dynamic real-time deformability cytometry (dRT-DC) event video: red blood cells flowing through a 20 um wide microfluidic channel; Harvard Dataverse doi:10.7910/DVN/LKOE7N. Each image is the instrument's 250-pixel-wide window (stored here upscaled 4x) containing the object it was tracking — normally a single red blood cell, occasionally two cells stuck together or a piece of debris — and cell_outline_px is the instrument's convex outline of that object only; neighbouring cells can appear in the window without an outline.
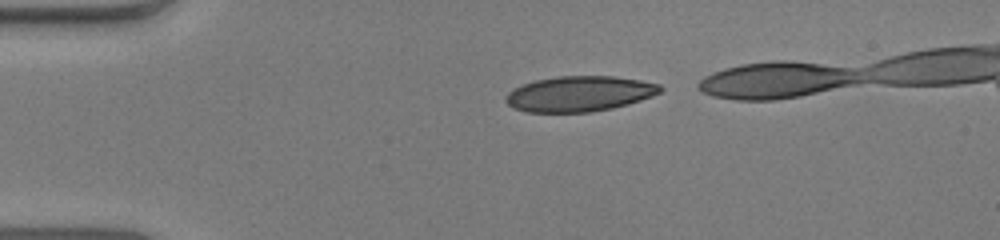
{"species": "human", "species_latin": "Homo sapiens", "temperature_condition": "warm", "stored_images_in_passage": 36, "camera_frame_rate_fps": 3000, "um_per_image_px": 0.085, "donor": {"sex": "male"}, "frame": {"image": 1, "passage_image": 2, "time_ms": 0.333, "image_size_px": [1000, 240], "cell_outline_px": [[664, 88], [660, 92], [652, 96], [628, 104], [612, 108], [592, 112], [528, 112], [512, 108], [504, 100], [504, 96], [512, 88], [536, 80], [560, 76], [612, 76], [640, 80], [660, 84]], "centroid_in_image_um": [49.23, 7.97], "position_along_channel_um": 35.8, "area_um2": 31.96}}
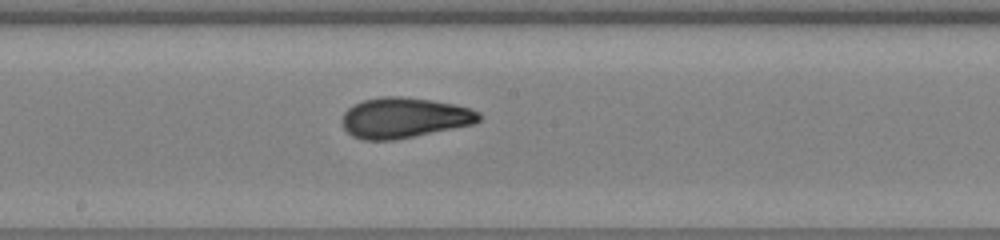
{"frame": {"image": 2, "passage_image": 19, "time_ms": 6.0, "image_size_px": [1000, 240], "cell_outline_px": [[480, 120], [476, 124], [392, 140], [364, 140], [352, 136], [344, 128], [344, 112], [352, 104], [364, 100], [384, 96], [400, 96], [432, 100], [456, 104], [480, 112]], "centroid_in_image_um": [34.38, 10.0], "position_along_channel_um": 213.8, "area_um2": 32.14}}
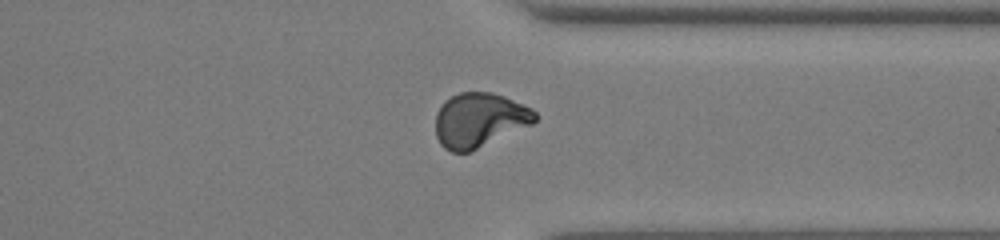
{"frame": {"image": 3, "passage_image": 31, "time_ms": 10.0, "image_size_px": [1000, 240], "cell_outline_px": [[536, 120], [532, 124], [468, 152], [452, 152], [444, 148], [440, 144], [436, 136], [436, 112], [444, 100], [460, 92], [492, 92], [504, 96], [532, 108], [536, 112]], "centroid_in_image_um": [40.73, 10.19], "position_along_channel_um": 370.7, "area_um2": 31.39}}